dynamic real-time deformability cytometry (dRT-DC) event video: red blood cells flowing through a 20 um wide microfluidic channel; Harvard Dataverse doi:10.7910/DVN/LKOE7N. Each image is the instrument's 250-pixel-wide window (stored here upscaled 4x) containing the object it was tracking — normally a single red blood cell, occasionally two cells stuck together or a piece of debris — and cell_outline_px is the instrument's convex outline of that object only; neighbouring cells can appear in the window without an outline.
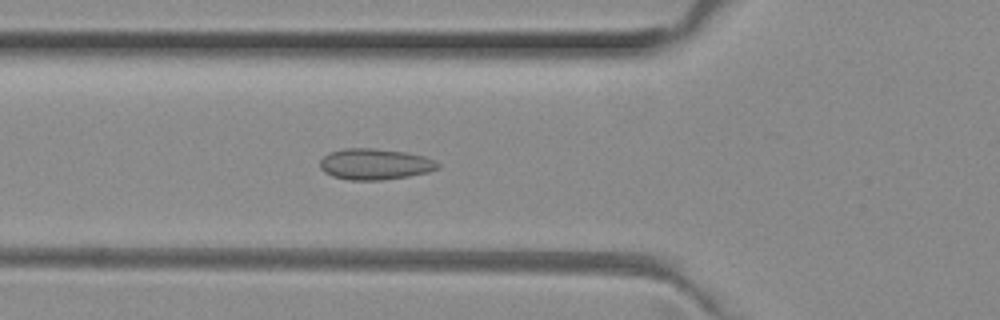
{"species": "common noctule bat (a hibernating species)", "species_latin": "Nyctalus noctula", "temperature_condition": "room temperature", "stored_images_in_passage": 49, "camera_frame_rate_fps": 3000, "um_per_image_px": 0.085, "animal": {"sex": "female", "body_mass_g": 29.2, "forearm_length_mm": 56.3}, "frame": {"image": 1, "passage_image": 17, "time_ms": 5.333, "image_size_px": [1000, 320], "cell_outline_px": [[440, 168], [428, 172], [408, 176], [380, 180], [348, 180], [332, 176], [324, 172], [320, 168], [320, 160], [328, 152], [344, 148], [376, 148], [408, 152], [424, 156], [436, 160], [440, 164]], "centroid_in_image_um": [31.88, 13.94], "position_along_channel_um": 93.9, "area_um2": 21.62}}
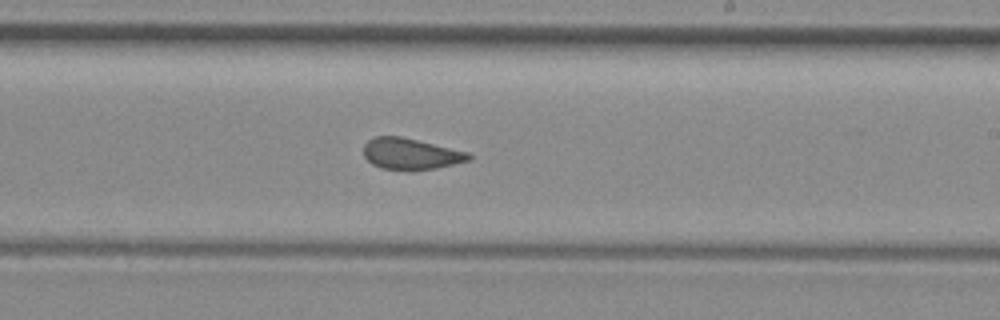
{"frame": {"image": 2, "passage_image": 29, "time_ms": 9.333, "image_size_px": [1000, 320], "cell_outline_px": [[472, 160], [436, 168], [412, 172], [380, 168], [372, 164], [364, 156], [364, 144], [368, 140], [376, 136], [400, 136], [468, 152], [472, 156]], "centroid_in_image_um": [34.91, 13.11], "position_along_channel_um": 254.1, "area_um2": 19.42}}
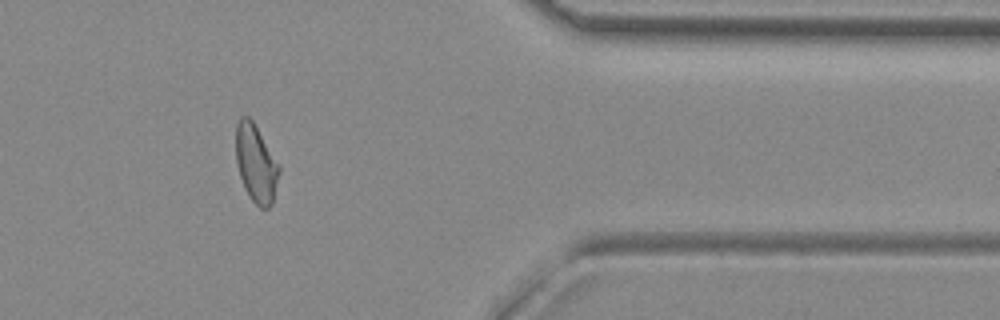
{"frame": {"image": 3, "passage_image": 41, "time_ms": 13.333, "image_size_px": [1000, 320], "cell_outline_px": [[280, 172], [272, 204], [268, 208], [260, 208], [252, 200], [244, 188], [240, 176], [236, 160], [236, 124], [240, 116], [248, 116], [252, 120], [280, 164]], "centroid_in_image_um": [21.77, 13.89], "position_along_channel_um": 389.6, "area_um2": 19.65}, "authors_computed_cell_mechanics": {"area_um2": 19.8832, "velocity_mm_per_s": 4.0021, "shape_relaxation_time_tau1_ms": null, "shape_relaxation_time_tau2_ms": 1.7609, "deformation_change_tau1": null, "deformation_change_tau2": 0.0703}}